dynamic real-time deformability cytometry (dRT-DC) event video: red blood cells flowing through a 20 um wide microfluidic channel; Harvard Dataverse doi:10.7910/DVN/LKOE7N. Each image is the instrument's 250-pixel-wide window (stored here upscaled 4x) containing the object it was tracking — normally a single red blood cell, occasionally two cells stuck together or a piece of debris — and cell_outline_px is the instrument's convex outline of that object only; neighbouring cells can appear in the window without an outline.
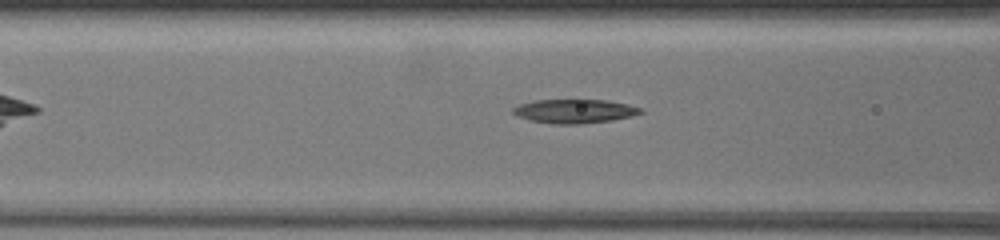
{"species": "common noctule bat (a hibernating species)", "species_latin": "Nyctalus noctula", "temperature_condition": "warm", "stored_images_in_passage": 10, "camera_frame_rate_fps": 3000, "um_per_image_px": 0.085, "animal": {"sex": "female", "body_mass_g": 19.5, "forearm_length_mm": 54.1}, "frame": {"image": 1, "passage_image": 7, "time_ms": 1.667, "image_size_px": [1000, 240], "cell_outline_px": [[644, 112], [632, 116], [612, 120], [580, 124], [552, 124], [532, 120], [516, 116], [512, 112], [512, 108], [520, 104], [536, 100], [608, 100], [628, 104], [640, 108]], "centroid_in_image_um": [48.84, 9.45], "position_along_channel_um": 117.8, "area_um2": 17.74}}